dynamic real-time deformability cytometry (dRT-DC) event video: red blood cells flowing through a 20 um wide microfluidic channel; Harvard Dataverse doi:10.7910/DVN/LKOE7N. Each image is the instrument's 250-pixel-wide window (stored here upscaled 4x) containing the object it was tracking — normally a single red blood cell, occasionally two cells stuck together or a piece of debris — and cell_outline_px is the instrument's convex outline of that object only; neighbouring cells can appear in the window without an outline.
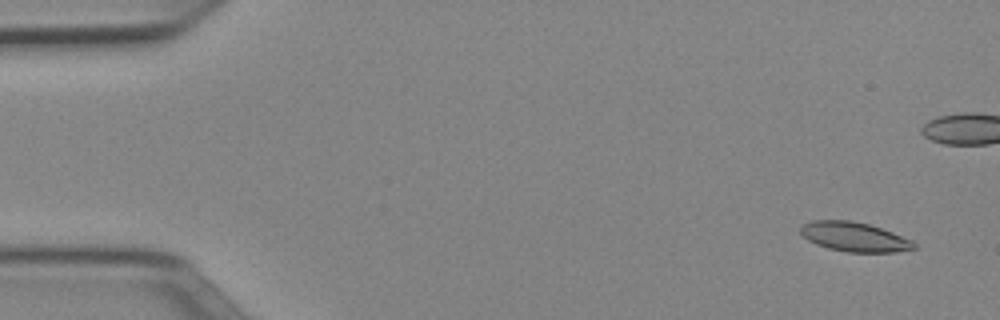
{"species": "Egyptian fruit bat (a non-hibernating species)", "species_latin": "Rousettus aegyptiacus", "temperature_condition": "cold", "stored_images_in_passage": 52, "camera_frame_rate_fps": 3000, "um_per_image_px": 0.085, "animal": {"sex": "female"}, "frame": {"image": 1, "passage_image": 3, "time_ms": 0.667, "image_size_px": [1000, 320], "cell_outline_px": [[916, 248], [896, 252], [848, 252], [828, 248], [816, 244], [808, 240], [800, 232], [800, 224], [812, 220], [852, 220], [868, 224], [892, 232], [912, 240], [916, 244]], "centroid_in_image_um": [72.6, 20.12], "position_along_channel_um": 12.4, "area_um2": 19.48}}
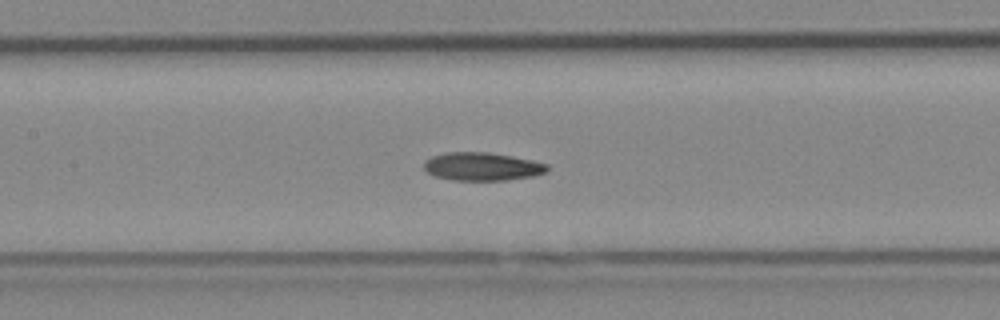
{"frame": {"image": 2, "passage_image": 24, "time_ms": 7.667, "image_size_px": [1000, 320], "cell_outline_px": [[548, 172], [532, 176], [508, 180], [452, 180], [436, 176], [428, 172], [424, 168], [424, 160], [432, 156], [444, 152], [488, 152], [512, 156], [532, 160], [548, 164]], "centroid_in_image_um": [40.99, 14.15], "position_along_channel_um": 166.4, "area_um2": 20.29}}
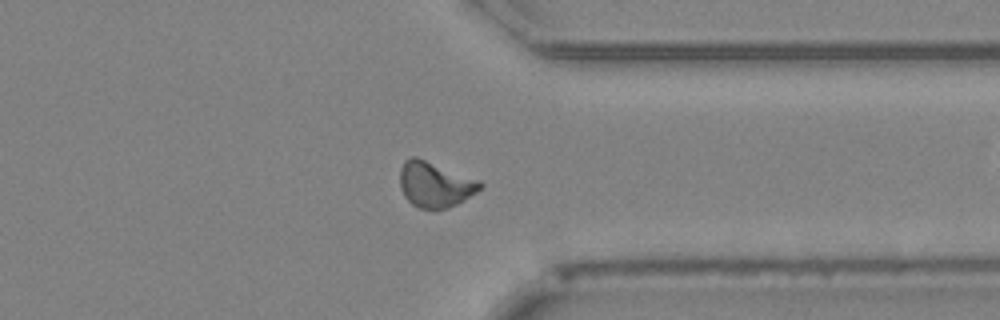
{"frame": {"image": 3, "passage_image": 40, "time_ms": 13.0, "image_size_px": [1000, 320], "cell_outline_px": [[484, 184], [476, 192], [464, 200], [448, 208], [420, 208], [412, 204], [404, 196], [400, 188], [400, 168], [404, 160], [412, 156], [416, 156], [480, 180]], "centroid_in_image_um": [36.96, 15.66], "position_along_channel_um": 374.4, "area_um2": 21.21}, "authors_computed_cell_mechanics": {"area_um2": 19.7965, "velocity_mm_per_s": 3.9484, "shape_relaxation_time_tau1_ms": null, "shape_relaxation_time_tau2_ms": 3.6716, "deformation_change_tau1": null, "deformation_change_tau2": 0.0947}}